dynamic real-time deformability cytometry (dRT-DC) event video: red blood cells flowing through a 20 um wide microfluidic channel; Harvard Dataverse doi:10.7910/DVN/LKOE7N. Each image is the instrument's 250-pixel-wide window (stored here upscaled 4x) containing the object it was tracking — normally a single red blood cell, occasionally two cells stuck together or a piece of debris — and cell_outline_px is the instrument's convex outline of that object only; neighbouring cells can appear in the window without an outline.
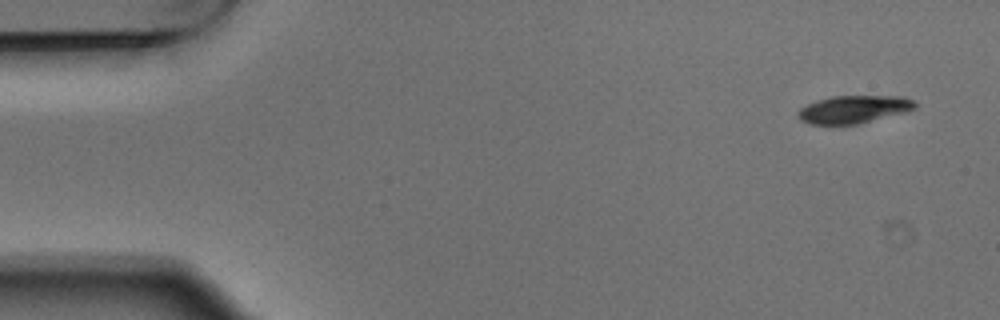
{"species": "Egyptian fruit bat (a non-hibernating species)", "species_latin": "Rousettus aegyptiacus", "temperature_condition": "warm", "stored_images_in_passage": 4, "camera_frame_rate_fps": 3000, "um_per_image_px": 0.085, "animal": {"sex": "male"}, "frame": {"image": 1, "passage_image": 1, "time_ms": 0.0, "image_size_px": [1000, 320], "cell_outline_px": [[916, 108], [904, 112], [856, 124], [812, 124], [800, 120], [796, 112], [800, 108], [816, 100], [832, 96], [904, 96], [912, 100], [916, 104]], "centroid_in_image_um": [72.54, 9.28], "position_along_channel_um": 12.5, "area_um2": 18.73}}
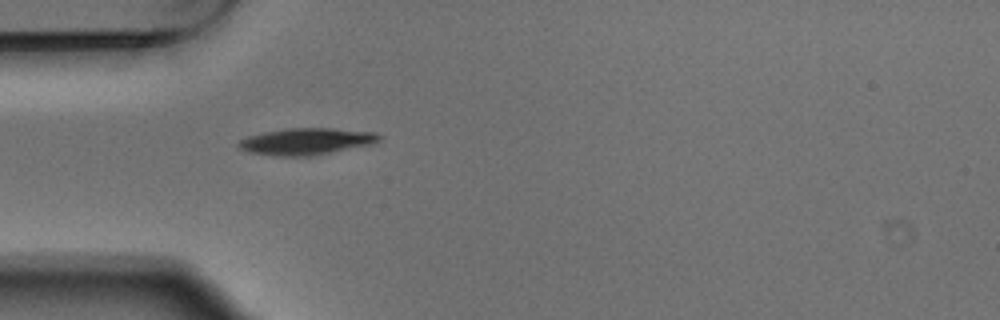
{"frame": {"image": 2, "passage_image": 4, "time_ms": 1.0, "image_size_px": [1000, 320], "cell_outline_px": [[380, 140], [372, 144], [308, 156], [280, 156], [248, 152], [240, 148], [236, 144], [240, 140], [248, 136], [264, 132], [288, 128], [332, 128], [376, 132], [380, 136]], "centroid_in_image_um": [26.02, 12.01], "position_along_channel_um": 59.0, "area_um2": 21.62}}